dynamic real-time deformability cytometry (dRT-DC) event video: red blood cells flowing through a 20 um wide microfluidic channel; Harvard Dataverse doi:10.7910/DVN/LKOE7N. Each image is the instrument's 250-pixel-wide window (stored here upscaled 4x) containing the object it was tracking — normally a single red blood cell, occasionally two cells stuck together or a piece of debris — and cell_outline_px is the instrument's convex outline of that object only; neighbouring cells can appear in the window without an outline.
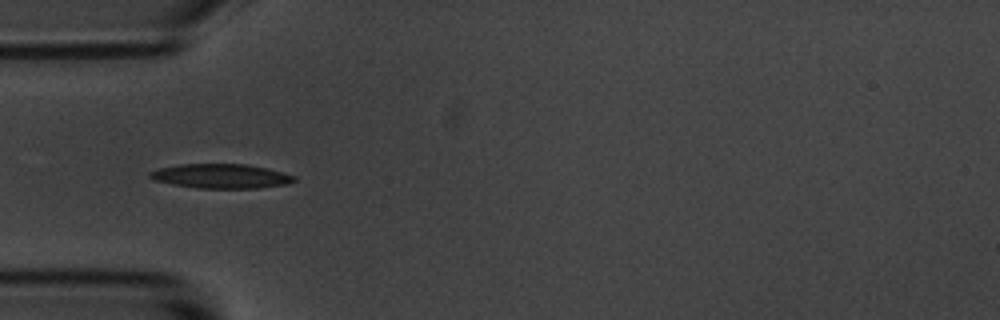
{"species": "common noctule bat (a hibernating species)", "species_latin": "Nyctalus noctula", "temperature_condition": "room temperature", "stored_images_in_passage": 9, "camera_frame_rate_fps": 3000, "um_per_image_px": 0.085, "animal": {"sex": "male", "body_mass_g": 20.1, "forearm_length_mm": 53.5}, "frame": {"image": 1, "passage_image": 6, "time_ms": 1.667, "image_size_px": [1000, 320], "cell_outline_px": [[296, 180], [284, 184], [256, 188], [196, 188], [172, 184], [152, 180], [148, 176], [148, 172], [156, 168], [180, 164], [248, 164], [268, 168], [296, 176]], "centroid_in_image_um": [18.72, 14.96], "position_along_channel_um": 66.3, "area_um2": 20.63}}